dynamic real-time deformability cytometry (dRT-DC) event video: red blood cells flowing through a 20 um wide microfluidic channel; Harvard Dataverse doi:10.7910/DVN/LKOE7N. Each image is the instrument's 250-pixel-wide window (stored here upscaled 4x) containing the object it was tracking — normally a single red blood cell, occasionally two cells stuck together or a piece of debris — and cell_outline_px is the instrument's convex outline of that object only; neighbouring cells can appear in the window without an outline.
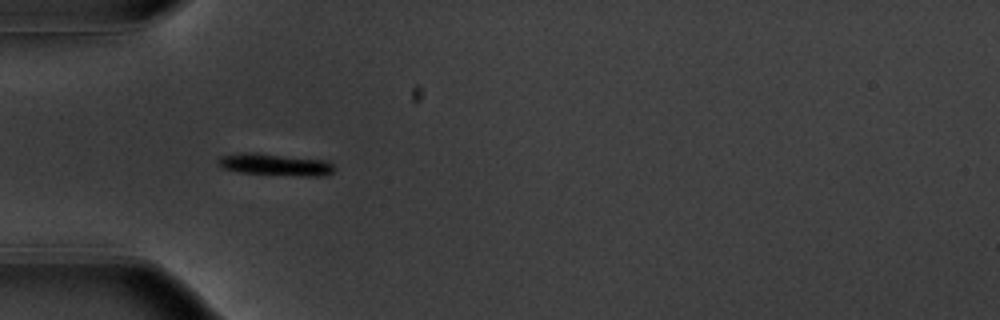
{"species": "common noctule bat (a hibernating species)", "species_latin": "Nyctalus noctula", "temperature_condition": "warm", "stored_images_in_passage": 39, "camera_frame_rate_fps": 3000, "um_per_image_px": 0.085, "animal": {"sex": "male", "body_mass_g": 20.1, "forearm_length_mm": 53.5}, "frame": {"image": 1, "passage_image": 2, "time_ms": 0.333, "image_size_px": [1000, 320], "cell_outline_px": [[336, 168], [332, 172], [324, 176], [300, 176], [240, 172], [224, 168], [216, 160], [220, 156], [244, 152], [256, 152], [328, 160]], "centroid_in_image_um": [23.44, 13.98], "position_along_channel_um": 61.6, "area_um2": 14.97}}
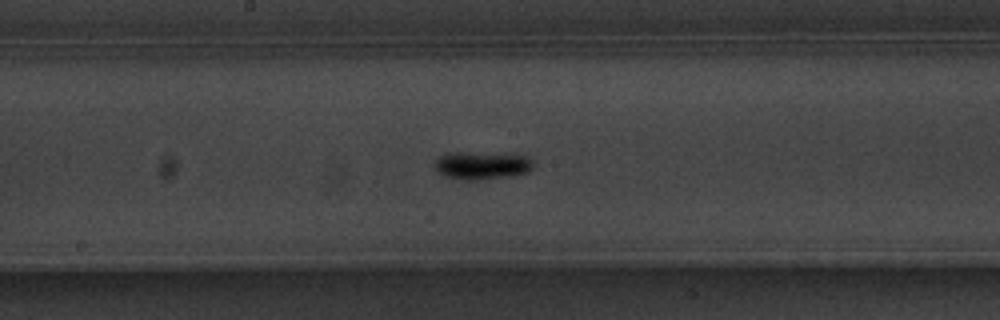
{"frame": {"image": 2, "passage_image": 14, "time_ms": 4.333, "image_size_px": [1000, 320], "cell_outline_px": [[532, 168], [528, 172], [512, 176], [480, 180], [464, 180], [444, 176], [432, 164], [440, 156], [452, 152], [460, 152], [528, 156], [532, 160]], "centroid_in_image_um": [40.94, 14.08], "position_along_channel_um": 207.3, "area_um2": 15.84}}
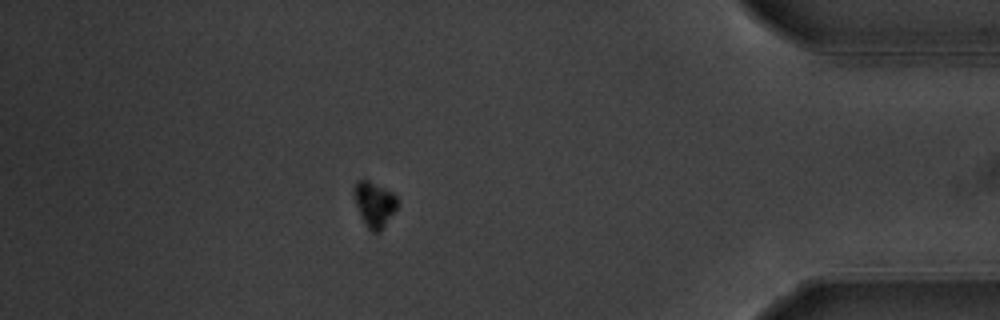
{"frame": {"image": 3, "passage_image": 33, "time_ms": 10.667, "image_size_px": [1000, 320], "cell_outline_px": [[396, 208], [380, 232], [372, 232], [368, 228], [356, 204], [352, 192], [352, 188], [356, 180], [368, 180], [392, 192], [396, 196]], "centroid_in_image_um": [31.79, 17.32], "position_along_channel_um": 403.4, "area_um2": 11.16}, "authors_computed_cell_mechanics": {"area_um2": 13.8142, "velocity_mm_per_s": 3.7038, "shape_relaxation_time_tau1_ms": 3.7995, "shape_relaxation_time_tau2_ms": null, "deformation_change_tau1": 0.2043, "deformation_change_tau2": null}}